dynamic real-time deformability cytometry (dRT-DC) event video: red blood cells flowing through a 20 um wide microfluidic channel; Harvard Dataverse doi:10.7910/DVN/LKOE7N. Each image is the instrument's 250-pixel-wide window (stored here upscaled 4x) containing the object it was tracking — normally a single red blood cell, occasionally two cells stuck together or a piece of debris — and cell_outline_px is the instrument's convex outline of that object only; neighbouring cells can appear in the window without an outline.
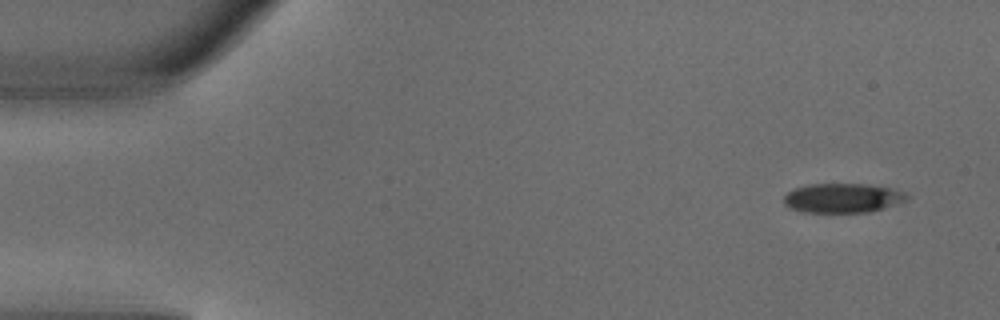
{"species": "common noctule bat (a hibernating species)", "species_latin": "Nyctalus noctula", "temperature_condition": "warm", "stored_images_in_passage": 5, "segment_of_instrument_passage": [1, 2], "camera_frame_rate_fps": 3000, "um_per_image_px": 0.085, "animal": {"sex": "male", "body_mass_g": 18.8}, "frame": {"image": 1, "passage_image": 1, "time_ms": 0.0, "image_size_px": [1000, 320], "cell_outline_px": [[912, 196], [904, 200], [884, 208], [868, 212], [800, 212], [788, 208], [784, 204], [784, 196], [792, 188], [812, 184], [864, 184], [892, 188], [904, 192]], "centroid_in_image_um": [71.58, 16.83], "position_along_channel_um": 13.4, "area_um2": 21.1}}
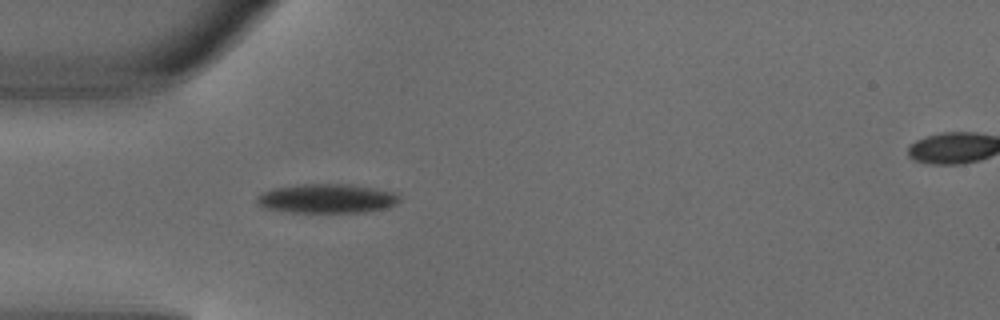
{"frame": {"image": 2, "passage_image": 4, "time_ms": 1.0, "image_size_px": [1000, 320], "cell_outline_px": [[400, 200], [396, 204], [384, 208], [364, 212], [288, 212], [260, 208], [256, 204], [256, 196], [260, 192], [272, 188], [296, 184], [352, 184], [392, 192], [400, 196]], "centroid_in_image_um": [27.67, 16.87], "position_along_channel_um": 57.3, "area_um2": 24.57}}